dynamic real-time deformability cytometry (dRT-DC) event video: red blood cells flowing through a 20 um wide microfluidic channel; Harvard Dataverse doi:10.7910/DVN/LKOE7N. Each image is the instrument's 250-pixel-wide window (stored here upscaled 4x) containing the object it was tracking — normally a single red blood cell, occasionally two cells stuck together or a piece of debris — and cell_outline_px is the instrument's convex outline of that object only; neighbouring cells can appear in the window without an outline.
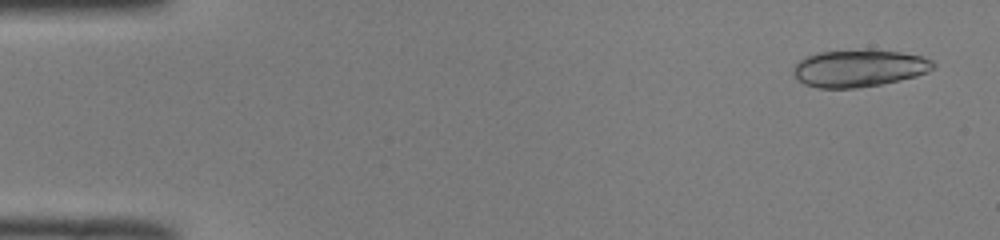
{"species": "common noctule bat (a hibernating species)", "species_latin": "Nyctalus noctula", "temperature_condition": "room temperature", "stored_images_in_passage": 14, "camera_frame_rate_fps": 3000, "um_per_image_px": 0.085, "animal": {"sex": "male", "body_mass_g": 19.0, "forearm_length_mm": 50.8}, "frame": {"image": 1, "passage_image": 3, "time_ms": 0.667, "image_size_px": [1000, 240], "cell_outline_px": [[936, 64], [928, 72], [916, 76], [900, 80], [880, 84], [856, 88], [816, 88], [804, 84], [792, 72], [796, 64], [800, 60], [816, 52], [864, 48], [868, 48], [900, 52], [924, 56], [932, 60]], "centroid_in_image_um": [73.04, 5.77], "position_along_channel_um": 12.0, "area_um2": 30.75}}